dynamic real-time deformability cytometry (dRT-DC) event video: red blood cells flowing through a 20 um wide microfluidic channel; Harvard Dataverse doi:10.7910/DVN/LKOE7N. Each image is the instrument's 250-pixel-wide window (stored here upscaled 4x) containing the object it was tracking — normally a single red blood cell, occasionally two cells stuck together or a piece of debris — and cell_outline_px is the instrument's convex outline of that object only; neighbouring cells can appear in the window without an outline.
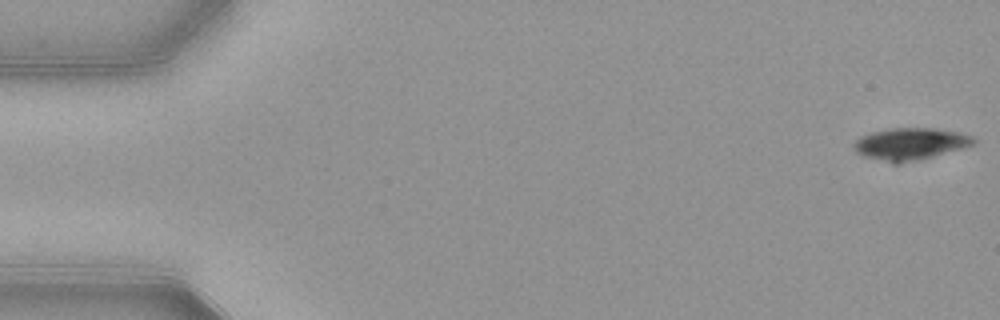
{"species": "common noctule bat (a hibernating species)", "species_latin": "Nyctalus noctula", "temperature_condition": "warm", "stored_images_in_passage": 51, "camera_frame_rate_fps": 3000, "um_per_image_px": 0.085, "animal": {"sex": "female", "body_mass_g": 21.9}, "frame": {"image": 1, "passage_image": 1, "time_ms": 0.0, "image_size_px": [1000, 320], "cell_outline_px": [[976, 140], [972, 144], [960, 148], [932, 156], [900, 164], [892, 164], [864, 156], [856, 152], [852, 148], [852, 144], [860, 136], [872, 132], [888, 128], [936, 128], [960, 132], [972, 136]], "centroid_in_image_um": [77.3, 12.23], "position_along_channel_um": 7.7, "area_um2": 22.31}}
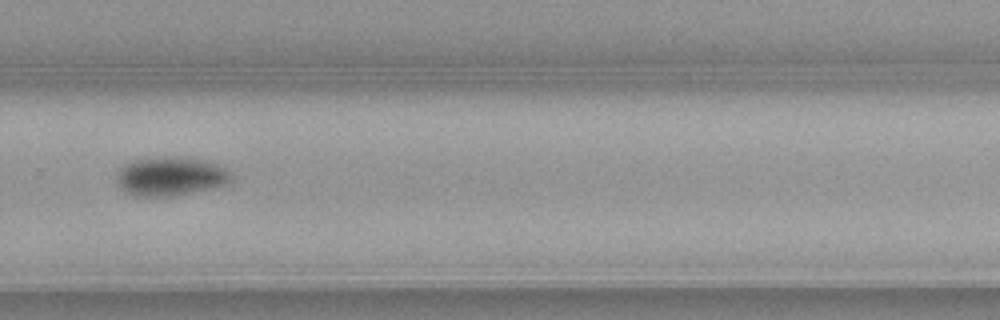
{"frame": {"image": 2, "passage_image": 36, "time_ms": 11.667, "image_size_px": [1000, 320], "cell_outline_px": [[232, 180], [228, 184], [168, 196], [140, 196], [124, 192], [120, 188], [116, 180], [116, 172], [124, 164], [132, 160], [164, 156], [184, 156], [204, 160], [228, 168], [232, 172]], "centroid_in_image_um": [14.48, 14.95], "position_along_channel_um": 315.3, "area_um2": 26.18}}
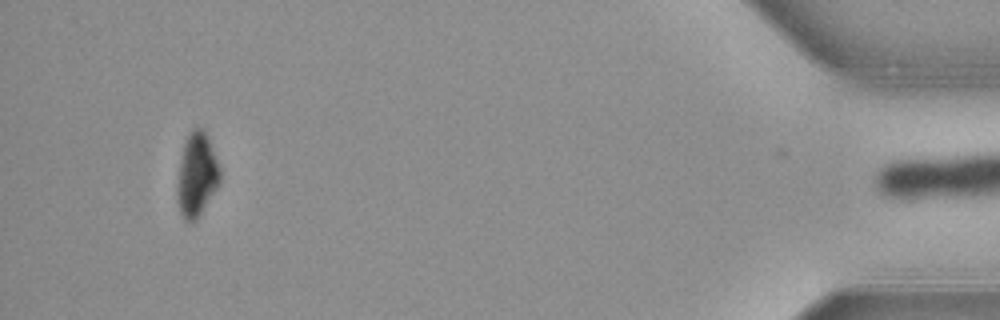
{"frame": {"image": 3, "passage_image": 50, "time_ms": 16.333, "image_size_px": [1000, 320], "cell_outline_px": [[220, 184], [196, 220], [184, 220], [180, 212], [176, 192], [176, 188], [180, 160], [184, 140], [188, 132], [192, 128], [204, 128], [208, 136], [220, 168]], "centroid_in_image_um": [16.72, 14.81], "position_along_channel_um": 418.5, "area_um2": 21.04}, "authors_computed_cell_mechanics": {"area_um2": 25.2586, "velocity_mm_per_s": 3.8869, "shape_relaxation_time_tau1_ms": 2.7499, "shape_relaxation_time_tau2_ms": null, "deformation_change_tau1": 0.124, "deformation_change_tau2": null}}